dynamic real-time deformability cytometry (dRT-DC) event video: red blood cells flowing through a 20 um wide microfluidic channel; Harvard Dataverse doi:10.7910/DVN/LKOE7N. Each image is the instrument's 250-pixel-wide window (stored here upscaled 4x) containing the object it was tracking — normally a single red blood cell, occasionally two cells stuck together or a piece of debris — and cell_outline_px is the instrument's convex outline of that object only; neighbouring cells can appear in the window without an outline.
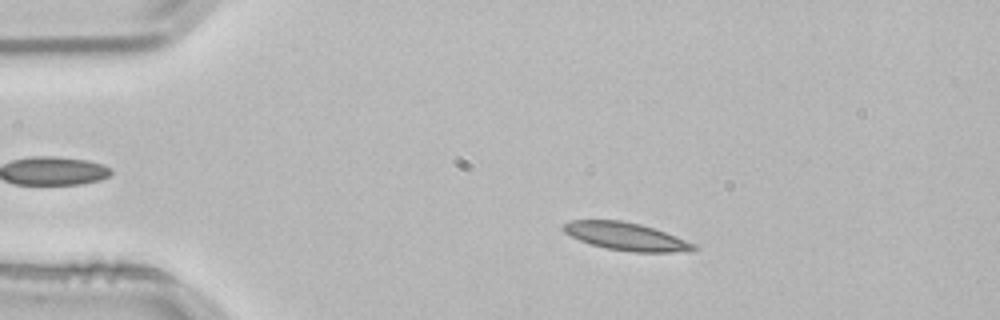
{"species": "common noctule bat (a hibernating species)", "species_latin": "Nyctalus noctula", "temperature_condition": "room temperature", "stored_images_in_passage": 52, "camera_frame_rate_fps": 3000, "um_per_image_px": 0.085, "animal": {"sex": "male", "body_mass_g": 21.5, "forearm_length_mm": 52.0}, "frame": {"image": 1, "passage_image": 9, "time_ms": 2.667, "image_size_px": [1000, 320], "cell_outline_px": [[700, 248], [688, 252], [632, 252], [604, 248], [580, 240], [564, 232], [560, 228], [564, 224], [572, 220], [620, 220], [640, 224], [664, 232], [696, 244]], "centroid_in_image_um": [53.23, 20.11], "position_along_channel_um": 31.8, "area_um2": 21.04}}
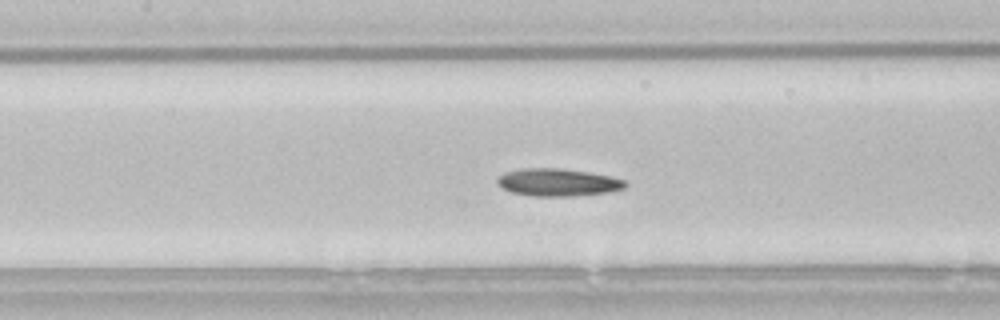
{"frame": {"image": 2, "passage_image": 23, "time_ms": 7.333, "image_size_px": [1000, 320], "cell_outline_px": [[628, 184], [624, 188], [608, 192], [572, 196], [532, 196], [512, 192], [500, 188], [496, 184], [496, 180], [504, 172], [520, 168], [560, 168], [588, 172], [608, 176], [624, 180]], "centroid_in_image_um": [47.35, 15.5], "position_along_channel_um": 160.0, "area_um2": 20.58}}
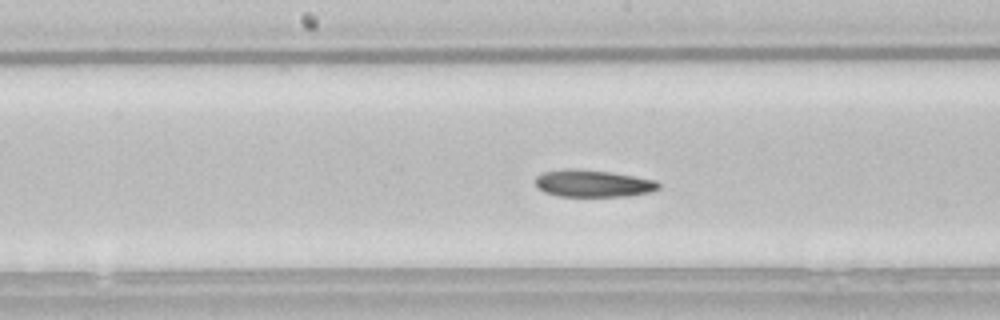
{"frame": {"image": 3, "passage_image": 26, "time_ms": 8.333, "image_size_px": [1000, 320], "cell_outline_px": [[660, 188], [652, 192], [628, 196], [556, 196], [544, 192], [536, 188], [536, 176], [544, 172], [608, 172], [656, 180], [660, 184]], "centroid_in_image_um": [50.48, 15.66], "position_along_channel_um": 197.7, "area_um2": 18.5}, "authors_computed_cell_mechanics": {"area_um2": 20.0277, "velocity_mm_per_s": 3.7915, "shape_relaxation_time_tau1_ms": null, "shape_relaxation_time_tau2_ms": 7.7817, "deformation_change_tau1": null, "deformation_change_tau2": 0.1282}}